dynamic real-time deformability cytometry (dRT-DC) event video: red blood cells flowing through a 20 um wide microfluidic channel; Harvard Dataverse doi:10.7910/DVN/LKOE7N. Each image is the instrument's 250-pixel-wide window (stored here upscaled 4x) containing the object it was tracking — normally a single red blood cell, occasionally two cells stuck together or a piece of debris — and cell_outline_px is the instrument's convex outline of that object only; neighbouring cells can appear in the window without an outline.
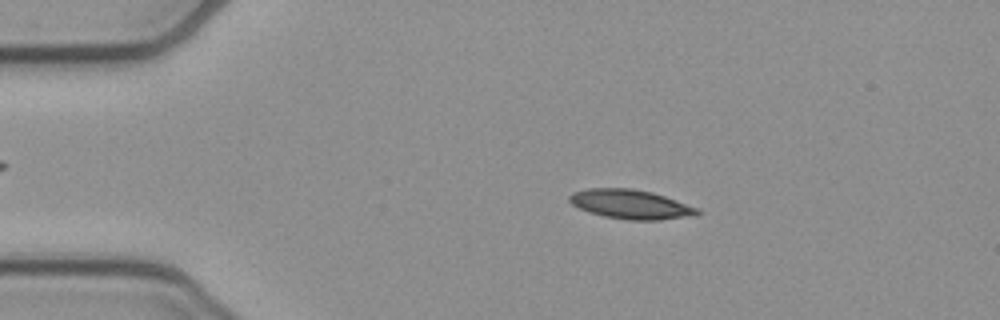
{"species": "common noctule bat (a hibernating species)", "species_latin": "Nyctalus noctula", "temperature_condition": "cold", "stored_images_in_passage": 53, "camera_frame_rate_fps": 3000, "um_per_image_px": 0.085, "animal": {"sex": "female", "body_mass_g": 21.9}, "frame": {"image": 1, "passage_image": 10, "time_ms": 3.0, "image_size_px": [1000, 320], "cell_outline_px": [[700, 212], [696, 216], [660, 220], [628, 220], [604, 216], [588, 212], [572, 204], [568, 200], [568, 196], [572, 192], [588, 188], [632, 188], [652, 192], [700, 208]], "centroid_in_image_um": [53.62, 17.37], "position_along_channel_um": 31.4, "area_um2": 22.02}}
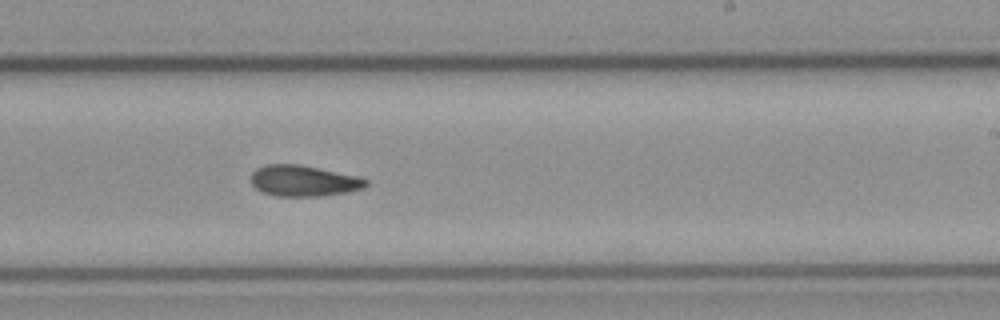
{"frame": {"image": 2, "passage_image": 32, "time_ms": 10.333, "image_size_px": [1000, 320], "cell_outline_px": [[368, 184], [364, 188], [348, 192], [320, 196], [276, 196], [264, 192], [256, 188], [252, 184], [252, 172], [256, 168], [264, 164], [300, 164], [356, 176], [368, 180]], "centroid_in_image_um": [25.8, 15.36], "position_along_channel_um": 263.2, "area_um2": 20.69}}
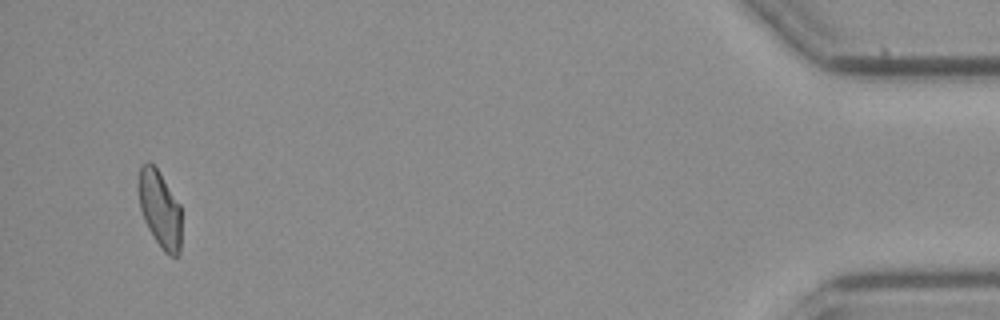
{"frame": {"image": 3, "passage_image": 51, "time_ms": 16.667, "image_size_px": [1000, 320], "cell_outline_px": [[180, 256], [168, 256], [160, 248], [148, 228], [144, 220], [140, 208], [136, 184], [140, 164], [148, 160], [156, 168], [180, 204]], "centroid_in_image_um": [13.54, 17.76], "position_along_channel_um": 421.7, "area_um2": 19.59}, "authors_computed_cell_mechanics": {"area_um2": 20.6924, "velocity_mm_per_s": 3.8208, "shape_relaxation_time_tau1_ms": null, "shape_relaxation_time_tau2_ms": 4.7379, "deformation_change_tau1": null, "deformation_change_tau2": 0.1166}}